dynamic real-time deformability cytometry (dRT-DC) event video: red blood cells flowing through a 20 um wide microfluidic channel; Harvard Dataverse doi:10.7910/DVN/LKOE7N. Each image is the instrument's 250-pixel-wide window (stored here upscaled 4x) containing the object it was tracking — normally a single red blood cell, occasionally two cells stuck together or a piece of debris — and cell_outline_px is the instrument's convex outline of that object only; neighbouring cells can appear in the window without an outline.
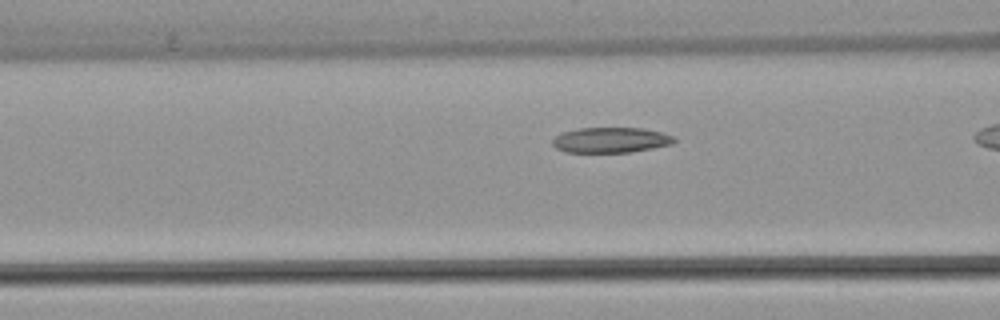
{"species": "common noctule bat (a hibernating species)", "species_latin": "Nyctalus noctula", "temperature_condition": "warm", "stored_images_in_passage": 27, "camera_frame_rate_fps": 3000, "um_per_image_px": 0.085, "animal": {"sex": "female", "body_mass_g": 22.7, "forearm_length_mm": 54.2}, "frame": {"image": 1, "passage_image": 12, "time_ms": 3.667, "image_size_px": [1000, 320], "cell_outline_px": [[676, 140], [672, 144], [632, 152], [564, 152], [556, 148], [552, 144], [552, 140], [556, 136], [564, 132], [580, 128], [644, 128], [660, 132], [672, 136]], "centroid_in_image_um": [51.91, 11.91], "position_along_channel_um": 114.7, "area_um2": 17.86}}